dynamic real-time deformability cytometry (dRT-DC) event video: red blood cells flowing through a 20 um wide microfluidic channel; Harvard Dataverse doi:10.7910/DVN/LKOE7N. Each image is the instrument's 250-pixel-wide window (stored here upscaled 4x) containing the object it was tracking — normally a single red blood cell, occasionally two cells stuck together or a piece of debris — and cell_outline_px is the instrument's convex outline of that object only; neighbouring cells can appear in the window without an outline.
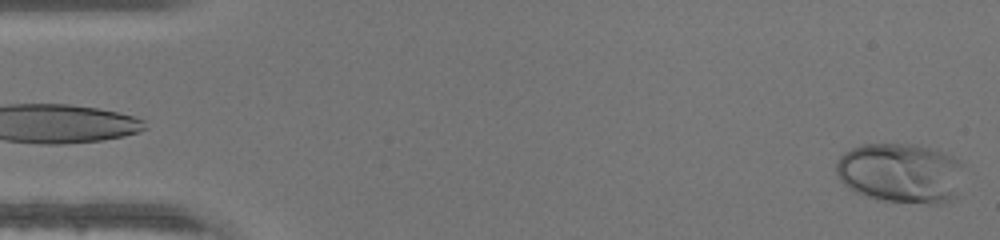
{"species": "human", "species_latin": "Homo sapiens", "temperature_condition": "warm", "stored_images_in_passage": 46, "camera_frame_rate_fps": 3000, "um_per_image_px": 0.085, "donor": {"sex": "male"}, "frame": {"image": 1, "passage_image": 1, "time_ms": 0.0, "image_size_px": [1000, 240], "cell_outline_px": [[960, 164], [956, 200], [940, 204], [928, 204], [876, 200], [856, 192], [848, 188], [836, 176], [836, 160], [844, 152], [852, 148], [864, 144], [916, 144], [952, 156]], "centroid_in_image_um": [76.49, 14.73], "position_along_channel_um": 8.5, "area_um2": 44.56}}
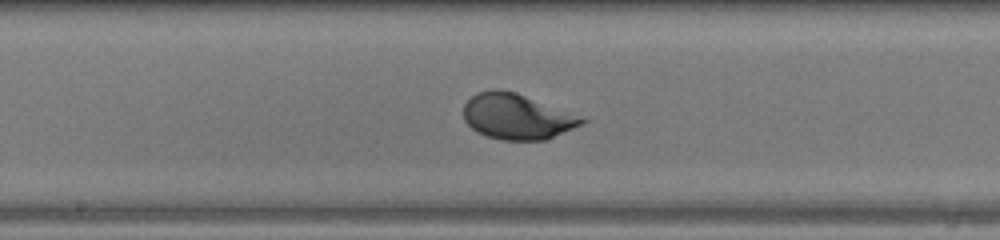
{"frame": {"image": 2, "passage_image": 24, "time_ms": 7.667, "image_size_px": [1000, 240], "cell_outline_px": [[588, 120], [548, 140], [500, 140], [476, 132], [464, 120], [464, 104], [476, 92], [492, 88], [500, 88], [516, 92]], "centroid_in_image_um": [43.86, 9.9], "position_along_channel_um": 204.3, "area_um2": 31.1}}
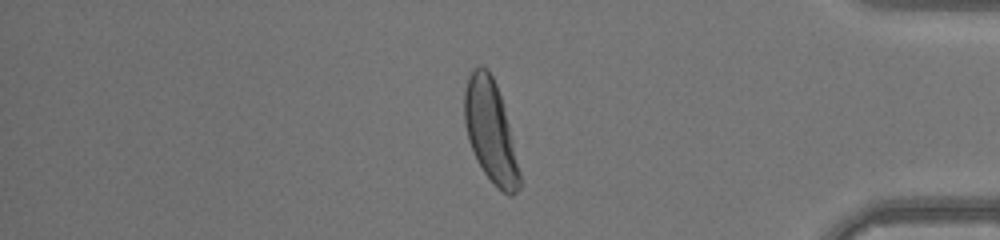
{"frame": {"image": 3, "passage_image": 39, "time_ms": 12.667, "image_size_px": [1000, 240], "cell_outline_px": [[520, 188], [512, 196], [508, 196], [496, 188], [484, 172], [476, 160], [468, 140], [464, 120], [464, 92], [468, 76], [480, 64], [488, 68], [496, 84], [504, 108], [520, 172]], "centroid_in_image_um": [41.68, 11.18], "position_along_channel_um": 393.5, "area_um2": 32.6}}